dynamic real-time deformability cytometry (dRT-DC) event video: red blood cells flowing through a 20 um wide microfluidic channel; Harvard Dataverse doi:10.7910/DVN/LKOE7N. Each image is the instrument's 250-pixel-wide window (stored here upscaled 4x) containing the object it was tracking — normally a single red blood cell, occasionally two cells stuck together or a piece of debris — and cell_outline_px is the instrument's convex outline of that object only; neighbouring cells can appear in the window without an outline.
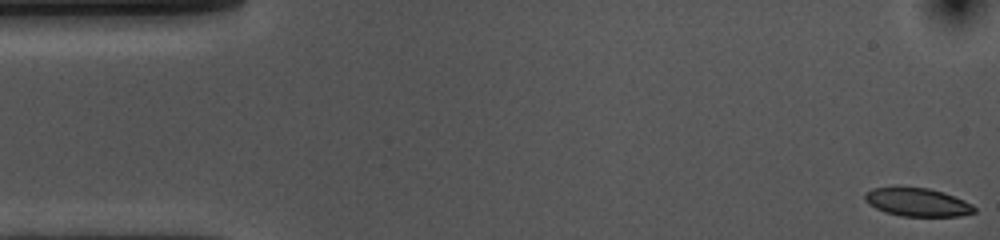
{"species": "common noctule bat (a hibernating species)", "species_latin": "Nyctalus noctula", "temperature_condition": "cold", "stored_images_in_passage": 54, "camera_frame_rate_fps": 3000, "um_per_image_px": 0.085, "animal": {"sex": "female", "body_mass_g": 10.0, "forearm_length_mm": 53.1}, "frame": {"image": 1, "passage_image": 1, "time_ms": 0.0, "image_size_px": [1000, 240], "cell_outline_px": [[976, 212], [960, 216], [900, 216], [884, 212], [868, 204], [864, 200], [864, 192], [872, 188], [928, 188], [944, 192], [964, 200], [972, 204], [976, 208]], "centroid_in_image_um": [77.98, 17.2], "position_along_channel_um": 7.0, "area_um2": 18.03}}
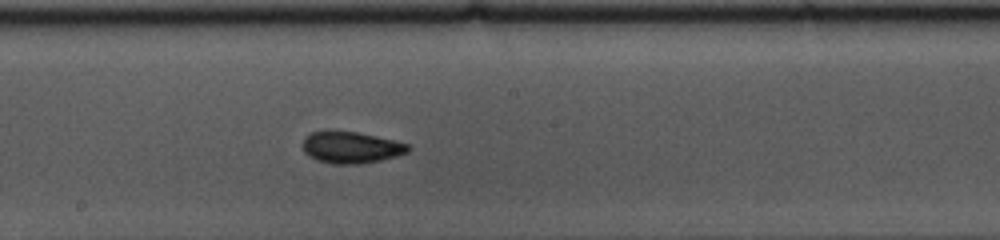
{"frame": {"image": 2, "passage_image": 28, "time_ms": 9.0, "image_size_px": [1000, 240], "cell_outline_px": [[412, 148], [408, 152], [396, 156], [380, 160], [360, 164], [332, 164], [316, 160], [308, 156], [304, 152], [304, 136], [308, 132], [356, 132], [396, 140], [408, 144]], "centroid_in_image_um": [29.86, 12.55], "position_along_channel_um": 218.3, "area_um2": 19.36}}
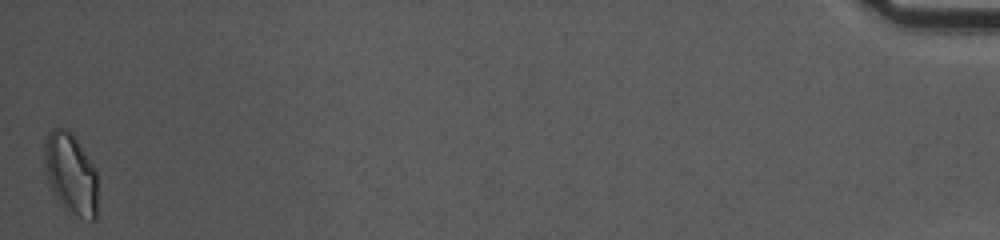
{"frame": {"image": 3, "passage_image": 54, "time_ms": 17.667, "image_size_px": [1000, 240], "cell_outline_px": [[96, 220], [92, 220], [80, 216], [72, 212], [56, 196], [52, 188], [44, 164], [44, 144], [48, 132], [52, 128], [68, 128], [76, 136], [92, 164], [96, 172]], "centroid_in_image_um": [6.02, 14.66], "position_along_channel_um": 429.2, "area_um2": 24.57}, "authors_computed_cell_mechanics": {"area_um2": 19.3341, "velocity_mm_per_s": 3.6027, "shape_relaxation_time_tau1_ms": 3.6486, "shape_relaxation_time_tau2_ms": 1.9136, "deformation_change_tau1": 0.0975, "deformation_change_tau2": 0.0517}}